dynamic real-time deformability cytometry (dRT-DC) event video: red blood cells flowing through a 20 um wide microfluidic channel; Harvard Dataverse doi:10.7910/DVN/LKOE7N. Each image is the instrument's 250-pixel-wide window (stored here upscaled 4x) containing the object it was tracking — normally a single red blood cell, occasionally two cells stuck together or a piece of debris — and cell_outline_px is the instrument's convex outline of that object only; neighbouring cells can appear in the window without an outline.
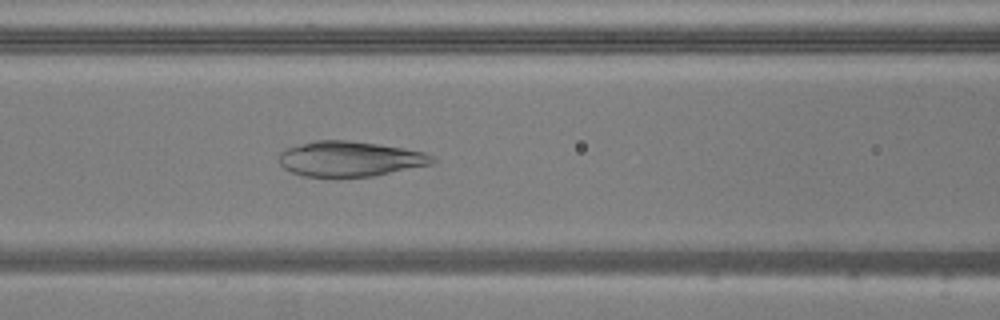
{"species": "common noctule bat (a hibernating species)", "species_latin": "Nyctalus noctula", "temperature_condition": "warm", "stored_images_in_passage": 50, "camera_frame_rate_fps": 3000, "um_per_image_px": 0.085, "animal": {"sex": "male", "body_mass_g": 20.5, "forearm_length_mm": 52.5}, "frame": {"image": 1, "passage_image": 19, "time_ms": 6.0, "image_size_px": [1000, 320], "cell_outline_px": [[436, 160], [432, 164], [372, 176], [336, 180], [304, 176], [292, 172], [284, 168], [280, 164], [280, 152], [284, 148], [316, 140], [348, 140], [404, 148], [424, 152], [436, 156]], "centroid_in_image_um": [29.72, 13.54], "position_along_channel_um": 136.9, "area_um2": 32.25}}
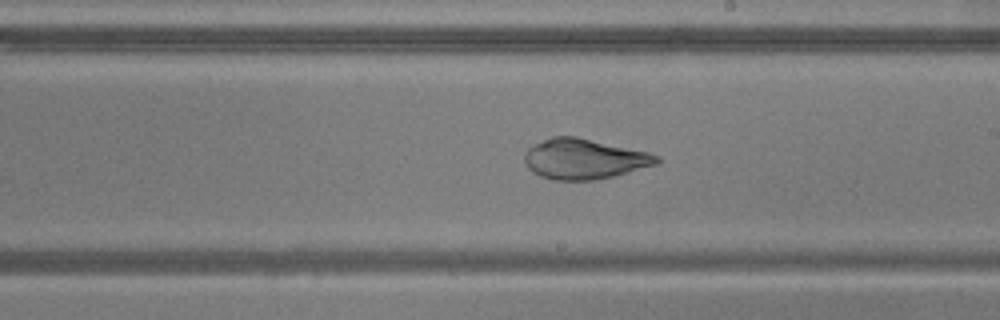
{"frame": {"image": 2, "passage_image": 27, "time_ms": 8.667, "image_size_px": [1000, 320], "cell_outline_px": [[664, 160], [660, 164], [596, 180], [556, 180], [540, 176], [532, 172], [528, 168], [524, 160], [524, 152], [528, 148], [552, 136], [576, 136], [648, 152], [660, 156]], "centroid_in_image_um": [49.69, 13.51], "position_along_channel_um": 239.3, "area_um2": 31.15}}
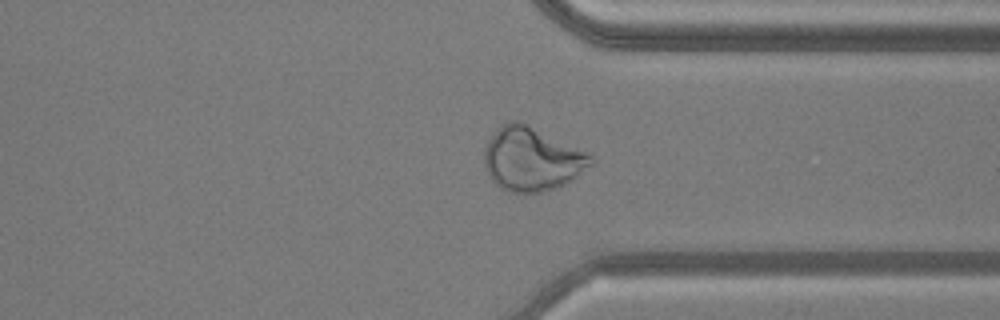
{"frame": {"image": 3, "passage_image": 37, "time_ms": 12.0, "image_size_px": [1000, 320], "cell_outline_px": [[592, 164], [572, 180], [556, 188], [540, 192], [508, 192], [500, 188], [492, 180], [484, 164], [484, 148], [488, 140], [500, 124], [508, 120], [516, 120], [584, 152], [592, 156]], "centroid_in_image_um": [45.13, 13.54], "position_along_channel_um": 366.3, "area_um2": 38.73}}